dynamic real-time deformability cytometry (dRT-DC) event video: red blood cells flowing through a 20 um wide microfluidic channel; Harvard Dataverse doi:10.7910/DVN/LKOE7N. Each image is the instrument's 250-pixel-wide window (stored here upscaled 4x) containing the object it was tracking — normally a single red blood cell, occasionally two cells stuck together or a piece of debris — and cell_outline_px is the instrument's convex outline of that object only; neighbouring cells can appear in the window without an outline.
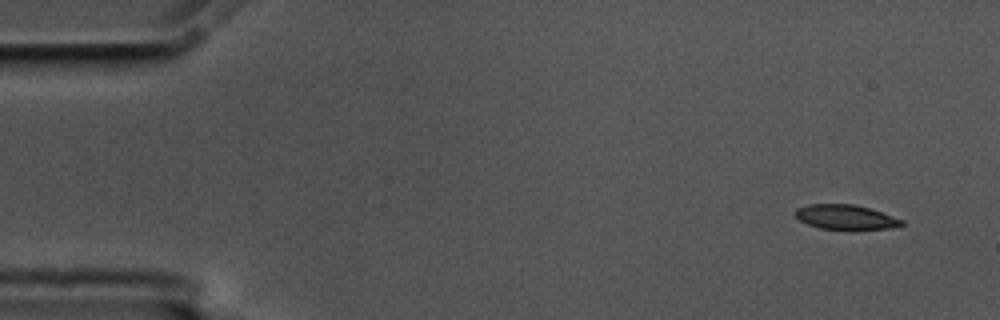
{"species": "common noctule bat (a hibernating species)", "species_latin": "Nyctalus noctula", "temperature_condition": "cold", "stored_images_in_passage": 5, "camera_frame_rate_fps": 3000, "um_per_image_px": 0.085, "animal": {"sex": "male", "body_mass_g": 17.5, "forearm_length_mm": 52.3}, "frame": {"image": 1, "passage_image": 1, "time_ms": 0.0, "image_size_px": [1000, 320], "cell_outline_px": [[904, 224], [900, 228], [852, 232], [820, 228], [808, 224], [800, 220], [792, 212], [796, 208], [808, 204], [852, 204], [868, 208], [904, 220]], "centroid_in_image_um": [71.93, 18.51], "position_along_channel_um": 13.1, "area_um2": 16.13}}
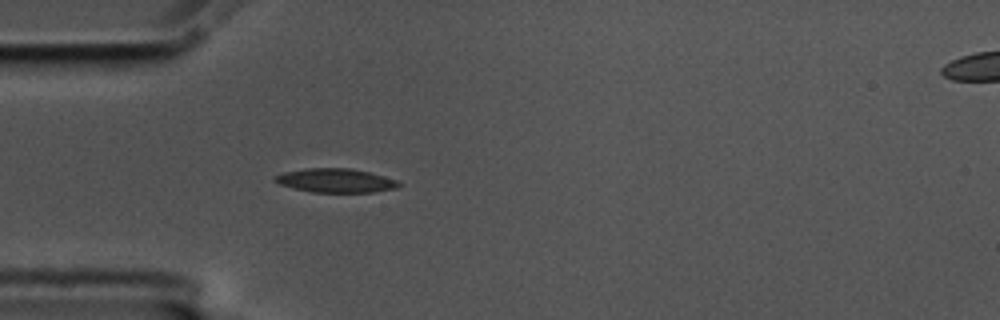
{"frame": {"image": 2, "passage_image": 5, "time_ms": 1.333, "image_size_px": [1000, 320], "cell_outline_px": [[400, 184], [396, 188], [372, 192], [312, 192], [280, 184], [272, 180], [276, 176], [284, 172], [304, 168], [352, 168], [384, 176], [396, 180]], "centroid_in_image_um": [28.52, 15.33], "position_along_channel_um": 56.5, "area_um2": 17.05}}